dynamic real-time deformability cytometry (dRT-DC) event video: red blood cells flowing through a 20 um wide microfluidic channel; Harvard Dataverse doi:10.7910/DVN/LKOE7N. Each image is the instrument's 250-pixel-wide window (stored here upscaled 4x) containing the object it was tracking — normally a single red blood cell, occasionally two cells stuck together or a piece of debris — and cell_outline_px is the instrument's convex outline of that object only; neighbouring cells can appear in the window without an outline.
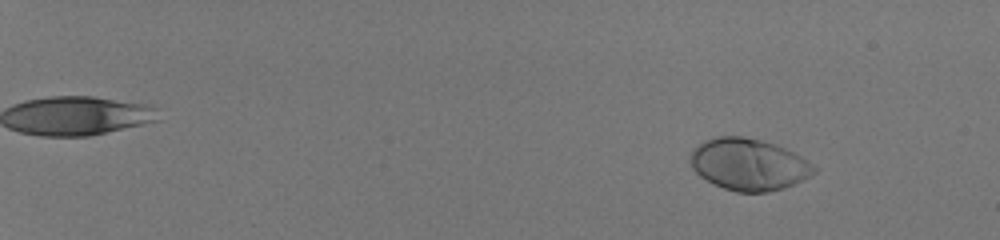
{"species": "human", "species_latin": "Homo sapiens", "temperature_condition": "room temperature", "stored_images_in_passage": 57, "camera_frame_rate_fps": 3000, "um_per_image_px": 0.085, "donor": {"sex": "male"}, "frame": {"image": 1, "passage_image": 8, "time_ms": 2.333, "image_size_px": [1000, 240], "cell_outline_px": [[816, 172], [812, 176], [784, 188], [768, 192], [736, 192], [724, 188], [700, 176], [692, 168], [692, 152], [704, 140], [716, 136], [744, 136], [776, 144], [800, 156], [812, 164], [816, 168]], "centroid_in_image_um": [63.67, 13.98], "position_along_channel_um": 21.3, "area_um2": 36.99}}
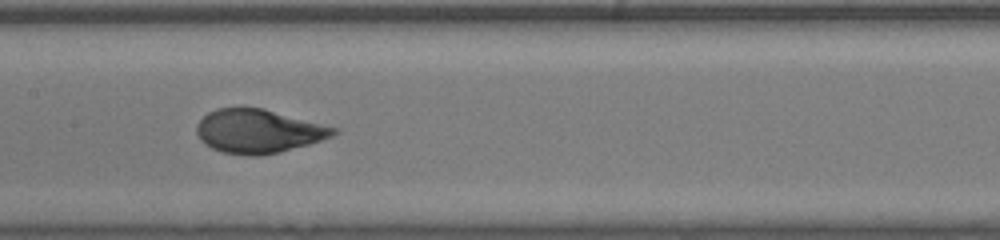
{"frame": {"image": 2, "passage_image": 35, "time_ms": 11.333, "image_size_px": [1000, 240], "cell_outline_px": [[340, 132], [332, 136], [308, 144], [280, 152], [260, 156], [248, 156], [220, 152], [204, 144], [200, 140], [196, 132], [196, 124], [208, 112], [216, 108], [240, 104], [264, 108], [340, 128]], "centroid_in_image_um": [21.94, 11.11], "position_along_channel_um": 185.5, "area_um2": 35.89}}
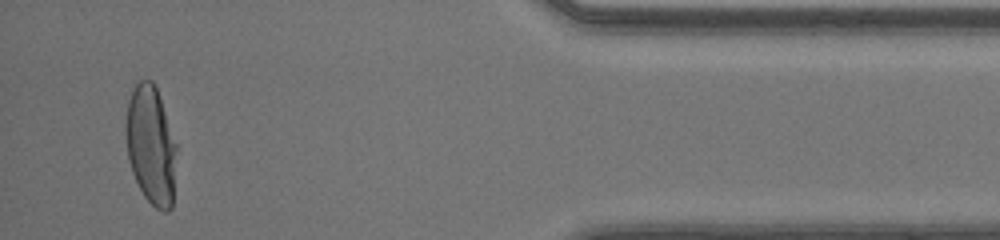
{"frame": {"image": 3, "passage_image": 55, "time_ms": 18.0, "image_size_px": [1000, 240], "cell_outline_px": [[176, 148], [172, 208], [168, 212], [164, 212], [156, 208], [144, 196], [132, 172], [128, 160], [124, 128], [124, 120], [128, 100], [132, 88], [140, 80], [152, 80], [156, 88], [176, 144]], "centroid_in_image_um": [12.79, 12.34], "position_along_channel_um": 422.4, "area_um2": 35.03}, "authors_computed_cell_mechanics": {"area_um2": 35.547, "velocity_mm_per_s": 4.1163, "shape_relaxation_time_tau1_ms": 3.6794, "shape_relaxation_time_tau2_ms": null, "deformation_change_tau1": 0.2001, "deformation_change_tau2": null}}